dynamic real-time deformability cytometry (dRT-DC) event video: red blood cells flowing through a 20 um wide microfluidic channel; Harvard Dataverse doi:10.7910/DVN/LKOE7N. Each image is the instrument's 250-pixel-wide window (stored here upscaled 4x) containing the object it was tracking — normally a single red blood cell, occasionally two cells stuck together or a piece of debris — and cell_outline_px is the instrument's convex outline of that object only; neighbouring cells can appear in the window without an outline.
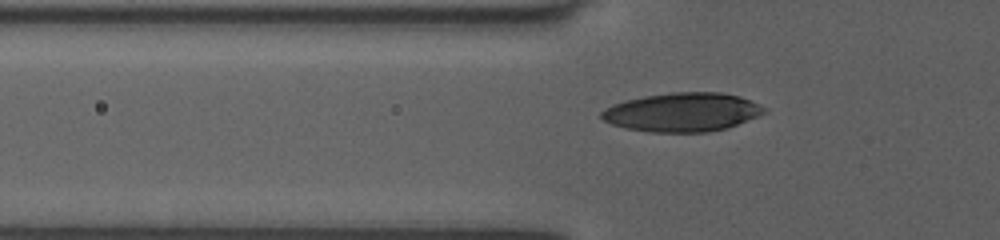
{"species": "human", "species_latin": "Homo sapiens", "temperature_condition": "room temperature", "stored_images_in_passage": 36, "camera_frame_rate_fps": 3000, "um_per_image_px": 0.085, "donor": {"sex": "female"}, "frame": {"image": 1, "passage_image": 2, "time_ms": 0.333, "image_size_px": [1000, 240], "cell_outline_px": [[760, 112], [744, 120], [720, 128], [696, 132], [664, 132], [632, 128], [616, 124], [600, 116], [608, 108], [616, 104], [632, 100], [652, 96], [688, 92], [712, 92], [736, 96], [748, 100]], "centroid_in_image_um": [57.92, 9.53], "position_along_channel_um": 67.9, "area_um2": 33.52}}
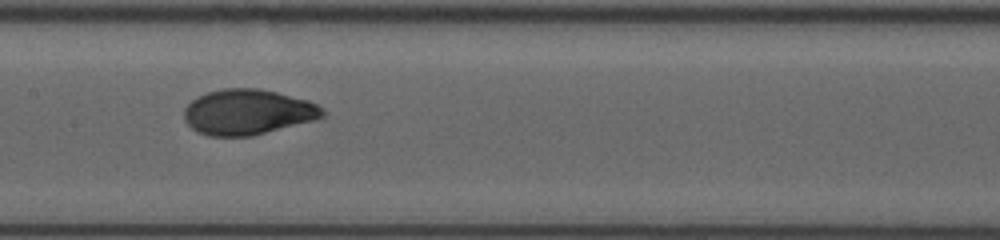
{"frame": {"image": 2, "passage_image": 11, "time_ms": 3.333, "image_size_px": [1000, 240], "cell_outline_px": [[320, 116], [260, 132], [244, 136], [220, 136], [204, 132], [196, 128], [188, 120], [188, 108], [200, 96], [212, 92], [236, 88], [240, 88], [272, 92], [316, 104], [320, 108]], "centroid_in_image_um": [21.03, 9.51], "position_along_channel_um": 186.4, "area_um2": 32.83}}
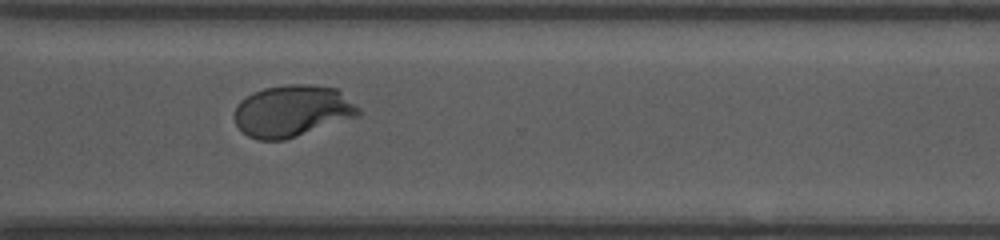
{"frame": {"image": 3, "passage_image": 23, "time_ms": 7.333, "image_size_px": [1000, 240], "cell_outline_px": [[356, 112], [292, 136], [280, 140], [264, 140], [252, 136], [244, 132], [236, 124], [236, 108], [248, 96], [256, 92], [268, 88], [332, 88], [356, 108]], "centroid_in_image_um": [24.63, 9.47], "position_along_channel_um": 346.0, "area_um2": 32.83}, "authors_computed_cell_mechanics": {"area_um2": 32.8015, "velocity_mm_per_s": 4.0092, "shape_relaxation_time_tau1_ms": 3.0405, "shape_relaxation_time_tau2_ms": null, "deformation_change_tau1": 0.1557, "deformation_change_tau2": null}}